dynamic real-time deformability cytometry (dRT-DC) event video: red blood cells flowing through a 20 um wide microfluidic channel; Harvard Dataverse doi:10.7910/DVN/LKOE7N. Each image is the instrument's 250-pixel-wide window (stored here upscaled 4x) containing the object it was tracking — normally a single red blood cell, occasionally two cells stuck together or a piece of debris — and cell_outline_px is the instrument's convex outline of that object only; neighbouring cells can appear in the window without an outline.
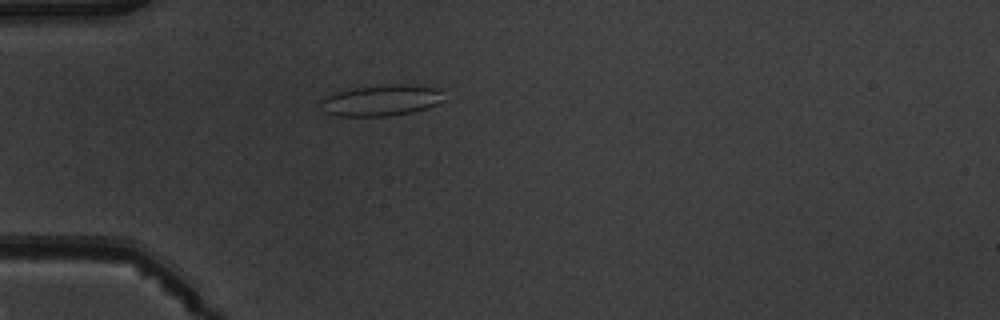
{"species": "common noctule bat (a hibernating species)", "species_latin": "Nyctalus noctula", "temperature_condition": "warm", "stored_images_in_passage": 4, "camera_frame_rate_fps": 3000, "um_per_image_px": 0.085, "animal": {"sex": "male", "body_mass_g": 19.5, "forearm_length_mm": 54.6}, "frame": {"image": 1, "passage_image": 4, "time_ms": 4.333, "image_size_px": [1000, 320], "cell_outline_px": [[444, 100], [428, 108], [412, 112], [388, 116], [336, 116], [320, 112], [320, 100], [324, 96], [336, 92], [352, 88], [392, 84], [412, 84], [440, 88]], "centroid_in_image_um": [32.36, 8.53], "position_along_channel_um": 52.6, "area_um2": 22.77}}